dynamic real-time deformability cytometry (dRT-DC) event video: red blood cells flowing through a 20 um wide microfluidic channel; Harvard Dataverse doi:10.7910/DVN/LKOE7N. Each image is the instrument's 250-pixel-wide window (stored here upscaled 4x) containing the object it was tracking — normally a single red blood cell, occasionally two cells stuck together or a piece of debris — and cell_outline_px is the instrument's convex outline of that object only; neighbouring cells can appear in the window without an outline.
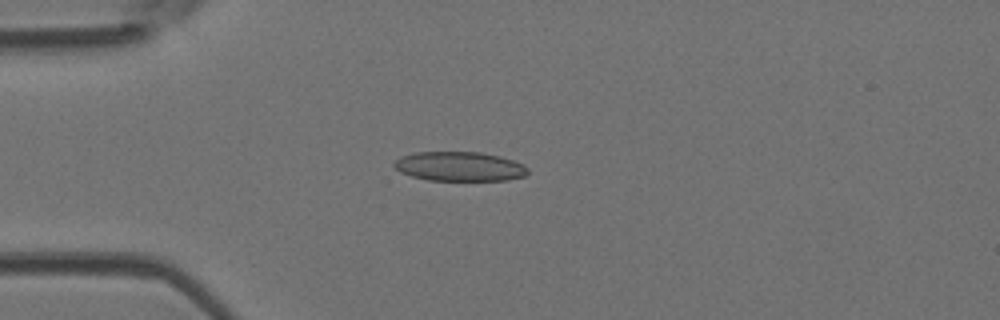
{"species": "Egyptian fruit bat (a non-hibernating species)", "species_latin": "Rousettus aegyptiacus", "temperature_condition": "room temperature", "stored_images_in_passage": 50, "camera_frame_rate_fps": 3000, "um_per_image_px": 0.085, "animal": {"sex": "female"}, "frame": {"image": 1, "passage_image": 13, "time_ms": 4.0, "image_size_px": [1000, 320], "cell_outline_px": [[528, 172], [524, 176], [508, 180], [428, 180], [412, 176], [400, 172], [392, 164], [400, 156], [412, 152], [480, 152], [500, 156], [524, 164], [528, 168]], "centroid_in_image_um": [39.05, 14.14], "position_along_channel_um": 46.0, "area_um2": 22.95}}
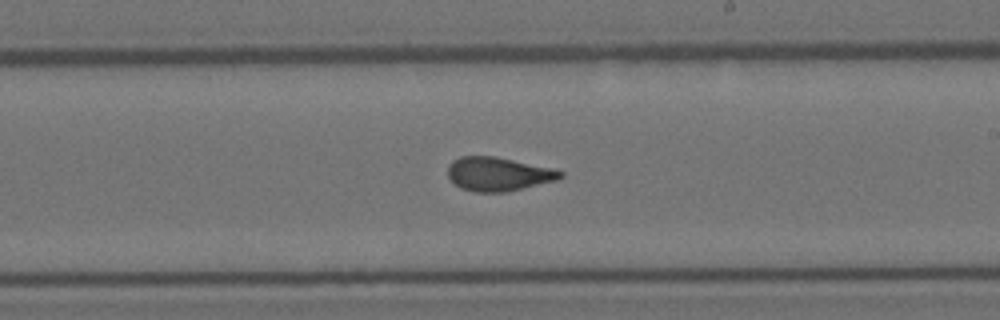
{"frame": {"image": 2, "passage_image": 29, "time_ms": 9.333, "image_size_px": [1000, 320], "cell_outline_px": [[564, 176], [560, 180], [504, 192], [476, 192], [460, 188], [448, 176], [448, 164], [452, 160], [460, 156], [496, 156], [548, 168], [564, 172]], "centroid_in_image_um": [42.34, 14.79], "position_along_channel_um": 246.7, "area_um2": 22.08}}
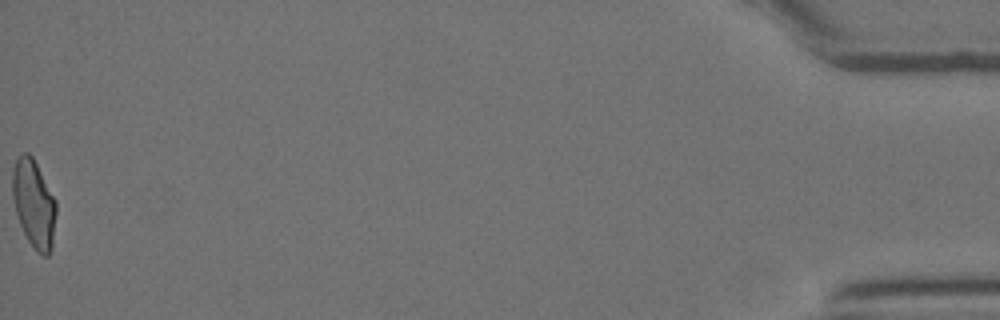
{"frame": {"image": 3, "passage_image": 50, "time_ms": 16.333, "image_size_px": [1000, 320], "cell_outline_px": [[56, 212], [52, 248], [48, 256], [44, 256], [36, 252], [28, 240], [20, 224], [16, 212], [12, 196], [12, 168], [16, 160], [24, 152], [28, 152], [32, 156], [56, 200]], "centroid_in_image_um": [2.88, 17.33], "position_along_channel_um": 432.3, "area_um2": 22.37}, "authors_computed_cell_mechanics": {"area_um2": 22.3975, "velocity_mm_per_s": 4.0797, "shape_relaxation_time_tau1_ms": 7.5554, "shape_relaxation_time_tau2_ms": 1.0431, "deformation_change_tau1": 0.1981, "deformation_change_tau2": 0.0687}}